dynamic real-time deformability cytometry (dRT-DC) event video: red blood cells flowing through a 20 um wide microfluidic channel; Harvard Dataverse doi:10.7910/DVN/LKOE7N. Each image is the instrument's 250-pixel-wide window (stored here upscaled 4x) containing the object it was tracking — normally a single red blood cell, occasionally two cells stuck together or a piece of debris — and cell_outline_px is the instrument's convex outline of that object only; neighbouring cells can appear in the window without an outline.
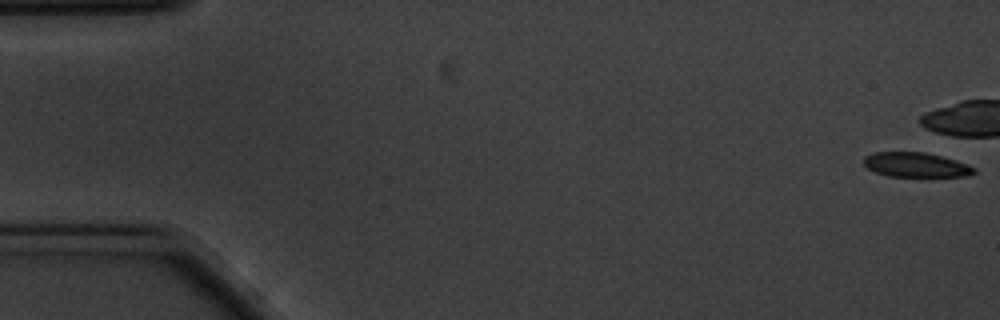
{"species": "common noctule bat (a hibernating species)", "species_latin": "Nyctalus noctula", "temperature_condition": "cold", "stored_images_in_passage": 7, "camera_frame_rate_fps": 3000, "um_per_image_px": 0.085, "animal": {"sex": "male", "body_mass_g": 20.1, "forearm_length_mm": 53.5}, "frame": {"image": 1, "passage_image": 1, "time_ms": 0.0, "image_size_px": [1000, 320], "cell_outline_px": [[976, 172], [968, 176], [888, 176], [876, 172], [868, 168], [864, 164], [864, 156], [876, 152], [924, 152], [956, 160], [968, 164], [976, 168]], "centroid_in_image_um": [77.87, 14.01], "position_along_channel_um": 7.1, "area_um2": 15.72}}